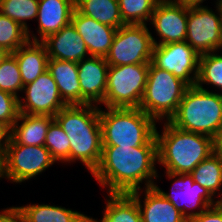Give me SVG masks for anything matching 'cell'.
<instances>
[{"label":"cell","mask_w":222,"mask_h":222,"mask_svg":"<svg viewBox=\"0 0 222 222\" xmlns=\"http://www.w3.org/2000/svg\"><path fill=\"white\" fill-rule=\"evenodd\" d=\"M75 9L110 27L118 29L126 25L120 14L118 0H75Z\"/></svg>","instance_id":"25"},{"label":"cell","mask_w":222,"mask_h":222,"mask_svg":"<svg viewBox=\"0 0 222 222\" xmlns=\"http://www.w3.org/2000/svg\"><path fill=\"white\" fill-rule=\"evenodd\" d=\"M187 20V6L172 0H159L148 23L149 29L154 30H150L154 46L185 41Z\"/></svg>","instance_id":"13"},{"label":"cell","mask_w":222,"mask_h":222,"mask_svg":"<svg viewBox=\"0 0 222 222\" xmlns=\"http://www.w3.org/2000/svg\"><path fill=\"white\" fill-rule=\"evenodd\" d=\"M38 2L39 0H0V12L28 32L32 25L28 21L33 22L37 19Z\"/></svg>","instance_id":"28"},{"label":"cell","mask_w":222,"mask_h":222,"mask_svg":"<svg viewBox=\"0 0 222 222\" xmlns=\"http://www.w3.org/2000/svg\"><path fill=\"white\" fill-rule=\"evenodd\" d=\"M44 146L49 150L56 163L70 166V141L59 123L54 119L47 130Z\"/></svg>","instance_id":"29"},{"label":"cell","mask_w":222,"mask_h":222,"mask_svg":"<svg viewBox=\"0 0 222 222\" xmlns=\"http://www.w3.org/2000/svg\"><path fill=\"white\" fill-rule=\"evenodd\" d=\"M189 86L172 73L159 69L152 62L139 108L157 123L169 121Z\"/></svg>","instance_id":"6"},{"label":"cell","mask_w":222,"mask_h":222,"mask_svg":"<svg viewBox=\"0 0 222 222\" xmlns=\"http://www.w3.org/2000/svg\"><path fill=\"white\" fill-rule=\"evenodd\" d=\"M28 40L25 29L0 12V47L13 53Z\"/></svg>","instance_id":"31"},{"label":"cell","mask_w":222,"mask_h":222,"mask_svg":"<svg viewBox=\"0 0 222 222\" xmlns=\"http://www.w3.org/2000/svg\"><path fill=\"white\" fill-rule=\"evenodd\" d=\"M158 170L154 187L181 212L189 222L211 206L218 205V200L204 187L194 182L193 176ZM165 177L170 181V191H164L158 184ZM158 181V182H157Z\"/></svg>","instance_id":"8"},{"label":"cell","mask_w":222,"mask_h":222,"mask_svg":"<svg viewBox=\"0 0 222 222\" xmlns=\"http://www.w3.org/2000/svg\"><path fill=\"white\" fill-rule=\"evenodd\" d=\"M157 139L136 147L103 146L98 167L91 174L105 193H125L153 187L158 173Z\"/></svg>","instance_id":"1"},{"label":"cell","mask_w":222,"mask_h":222,"mask_svg":"<svg viewBox=\"0 0 222 222\" xmlns=\"http://www.w3.org/2000/svg\"><path fill=\"white\" fill-rule=\"evenodd\" d=\"M71 23L84 40L90 56L105 57L117 28L102 24L74 9Z\"/></svg>","instance_id":"17"},{"label":"cell","mask_w":222,"mask_h":222,"mask_svg":"<svg viewBox=\"0 0 222 222\" xmlns=\"http://www.w3.org/2000/svg\"><path fill=\"white\" fill-rule=\"evenodd\" d=\"M169 122L181 130L213 139L222 125V93L189 86Z\"/></svg>","instance_id":"4"},{"label":"cell","mask_w":222,"mask_h":222,"mask_svg":"<svg viewBox=\"0 0 222 222\" xmlns=\"http://www.w3.org/2000/svg\"><path fill=\"white\" fill-rule=\"evenodd\" d=\"M83 104L100 105L106 96L107 71L105 57L89 56L77 63Z\"/></svg>","instance_id":"16"},{"label":"cell","mask_w":222,"mask_h":222,"mask_svg":"<svg viewBox=\"0 0 222 222\" xmlns=\"http://www.w3.org/2000/svg\"><path fill=\"white\" fill-rule=\"evenodd\" d=\"M98 105H66L54 119L70 141V166L82 165L92 174L102 156V132Z\"/></svg>","instance_id":"2"},{"label":"cell","mask_w":222,"mask_h":222,"mask_svg":"<svg viewBox=\"0 0 222 222\" xmlns=\"http://www.w3.org/2000/svg\"><path fill=\"white\" fill-rule=\"evenodd\" d=\"M194 182L206 188L217 200L222 195V155L214 152L190 173Z\"/></svg>","instance_id":"26"},{"label":"cell","mask_w":222,"mask_h":222,"mask_svg":"<svg viewBox=\"0 0 222 222\" xmlns=\"http://www.w3.org/2000/svg\"><path fill=\"white\" fill-rule=\"evenodd\" d=\"M75 9V0H39L35 32H27L30 41L42 42L48 36L57 33L71 23Z\"/></svg>","instance_id":"15"},{"label":"cell","mask_w":222,"mask_h":222,"mask_svg":"<svg viewBox=\"0 0 222 222\" xmlns=\"http://www.w3.org/2000/svg\"><path fill=\"white\" fill-rule=\"evenodd\" d=\"M153 41L148 25H124L117 29L105 60L109 66L150 64Z\"/></svg>","instance_id":"11"},{"label":"cell","mask_w":222,"mask_h":222,"mask_svg":"<svg viewBox=\"0 0 222 222\" xmlns=\"http://www.w3.org/2000/svg\"><path fill=\"white\" fill-rule=\"evenodd\" d=\"M213 5L188 7L185 41L199 55L222 50V5Z\"/></svg>","instance_id":"10"},{"label":"cell","mask_w":222,"mask_h":222,"mask_svg":"<svg viewBox=\"0 0 222 222\" xmlns=\"http://www.w3.org/2000/svg\"><path fill=\"white\" fill-rule=\"evenodd\" d=\"M23 86L16 57L11 53L0 65V90L19 98Z\"/></svg>","instance_id":"32"},{"label":"cell","mask_w":222,"mask_h":222,"mask_svg":"<svg viewBox=\"0 0 222 222\" xmlns=\"http://www.w3.org/2000/svg\"><path fill=\"white\" fill-rule=\"evenodd\" d=\"M50 115H28L19 113L18 119L11 128V138L21 145L44 146L50 123Z\"/></svg>","instance_id":"24"},{"label":"cell","mask_w":222,"mask_h":222,"mask_svg":"<svg viewBox=\"0 0 222 222\" xmlns=\"http://www.w3.org/2000/svg\"><path fill=\"white\" fill-rule=\"evenodd\" d=\"M172 1H174L176 3H179V4H182L183 6L193 7V6L205 5L209 0H172ZM219 1L220 0H214L213 3H216V2H219Z\"/></svg>","instance_id":"38"},{"label":"cell","mask_w":222,"mask_h":222,"mask_svg":"<svg viewBox=\"0 0 222 222\" xmlns=\"http://www.w3.org/2000/svg\"><path fill=\"white\" fill-rule=\"evenodd\" d=\"M12 54L16 57L24 86L48 70L49 56L42 42L28 40Z\"/></svg>","instance_id":"23"},{"label":"cell","mask_w":222,"mask_h":222,"mask_svg":"<svg viewBox=\"0 0 222 222\" xmlns=\"http://www.w3.org/2000/svg\"><path fill=\"white\" fill-rule=\"evenodd\" d=\"M155 136L158 165L163 171L191 173L200 162L214 153L211 137L181 130L169 121L157 123Z\"/></svg>","instance_id":"3"},{"label":"cell","mask_w":222,"mask_h":222,"mask_svg":"<svg viewBox=\"0 0 222 222\" xmlns=\"http://www.w3.org/2000/svg\"><path fill=\"white\" fill-rule=\"evenodd\" d=\"M0 180H4V162H3V155L0 154Z\"/></svg>","instance_id":"40"},{"label":"cell","mask_w":222,"mask_h":222,"mask_svg":"<svg viewBox=\"0 0 222 222\" xmlns=\"http://www.w3.org/2000/svg\"><path fill=\"white\" fill-rule=\"evenodd\" d=\"M103 146L136 147L154 135L157 122L140 108L100 107Z\"/></svg>","instance_id":"5"},{"label":"cell","mask_w":222,"mask_h":222,"mask_svg":"<svg viewBox=\"0 0 222 222\" xmlns=\"http://www.w3.org/2000/svg\"><path fill=\"white\" fill-rule=\"evenodd\" d=\"M218 205L222 208V195H221V197L218 199Z\"/></svg>","instance_id":"41"},{"label":"cell","mask_w":222,"mask_h":222,"mask_svg":"<svg viewBox=\"0 0 222 222\" xmlns=\"http://www.w3.org/2000/svg\"><path fill=\"white\" fill-rule=\"evenodd\" d=\"M48 71L58 86L63 102L66 105H82L77 63L49 59Z\"/></svg>","instance_id":"21"},{"label":"cell","mask_w":222,"mask_h":222,"mask_svg":"<svg viewBox=\"0 0 222 222\" xmlns=\"http://www.w3.org/2000/svg\"><path fill=\"white\" fill-rule=\"evenodd\" d=\"M200 55L186 42H172L153 47L152 63L172 73L188 86L196 85Z\"/></svg>","instance_id":"12"},{"label":"cell","mask_w":222,"mask_h":222,"mask_svg":"<svg viewBox=\"0 0 222 222\" xmlns=\"http://www.w3.org/2000/svg\"><path fill=\"white\" fill-rule=\"evenodd\" d=\"M18 101L19 112L28 115L54 117L66 106L61 99L58 86L48 70L32 83L23 86Z\"/></svg>","instance_id":"14"},{"label":"cell","mask_w":222,"mask_h":222,"mask_svg":"<svg viewBox=\"0 0 222 222\" xmlns=\"http://www.w3.org/2000/svg\"><path fill=\"white\" fill-rule=\"evenodd\" d=\"M148 71L149 64L109 66L106 96L99 107L139 108Z\"/></svg>","instance_id":"7"},{"label":"cell","mask_w":222,"mask_h":222,"mask_svg":"<svg viewBox=\"0 0 222 222\" xmlns=\"http://www.w3.org/2000/svg\"><path fill=\"white\" fill-rule=\"evenodd\" d=\"M214 152L222 155V125L219 127L215 137L213 138Z\"/></svg>","instance_id":"37"},{"label":"cell","mask_w":222,"mask_h":222,"mask_svg":"<svg viewBox=\"0 0 222 222\" xmlns=\"http://www.w3.org/2000/svg\"><path fill=\"white\" fill-rule=\"evenodd\" d=\"M11 137V130L3 124H0V154L4 156Z\"/></svg>","instance_id":"36"},{"label":"cell","mask_w":222,"mask_h":222,"mask_svg":"<svg viewBox=\"0 0 222 222\" xmlns=\"http://www.w3.org/2000/svg\"><path fill=\"white\" fill-rule=\"evenodd\" d=\"M0 222H23L17 205L7 206L0 210Z\"/></svg>","instance_id":"35"},{"label":"cell","mask_w":222,"mask_h":222,"mask_svg":"<svg viewBox=\"0 0 222 222\" xmlns=\"http://www.w3.org/2000/svg\"><path fill=\"white\" fill-rule=\"evenodd\" d=\"M11 54V52H9L8 50H6L5 48L0 47V65L2 64V62L8 58V56Z\"/></svg>","instance_id":"39"},{"label":"cell","mask_w":222,"mask_h":222,"mask_svg":"<svg viewBox=\"0 0 222 222\" xmlns=\"http://www.w3.org/2000/svg\"><path fill=\"white\" fill-rule=\"evenodd\" d=\"M189 222H222V208L219 205L211 206Z\"/></svg>","instance_id":"34"},{"label":"cell","mask_w":222,"mask_h":222,"mask_svg":"<svg viewBox=\"0 0 222 222\" xmlns=\"http://www.w3.org/2000/svg\"><path fill=\"white\" fill-rule=\"evenodd\" d=\"M44 44L49 59H58L78 63L89 57L86 44L72 23L45 38Z\"/></svg>","instance_id":"19"},{"label":"cell","mask_w":222,"mask_h":222,"mask_svg":"<svg viewBox=\"0 0 222 222\" xmlns=\"http://www.w3.org/2000/svg\"><path fill=\"white\" fill-rule=\"evenodd\" d=\"M19 113L18 97L0 90V124L6 125L11 130Z\"/></svg>","instance_id":"33"},{"label":"cell","mask_w":222,"mask_h":222,"mask_svg":"<svg viewBox=\"0 0 222 222\" xmlns=\"http://www.w3.org/2000/svg\"><path fill=\"white\" fill-rule=\"evenodd\" d=\"M23 222H89V216L54 203H29L17 206Z\"/></svg>","instance_id":"20"},{"label":"cell","mask_w":222,"mask_h":222,"mask_svg":"<svg viewBox=\"0 0 222 222\" xmlns=\"http://www.w3.org/2000/svg\"><path fill=\"white\" fill-rule=\"evenodd\" d=\"M196 85L204 90L222 93V50L200 55Z\"/></svg>","instance_id":"27"},{"label":"cell","mask_w":222,"mask_h":222,"mask_svg":"<svg viewBox=\"0 0 222 222\" xmlns=\"http://www.w3.org/2000/svg\"><path fill=\"white\" fill-rule=\"evenodd\" d=\"M159 0H118L122 20L128 25H148Z\"/></svg>","instance_id":"30"},{"label":"cell","mask_w":222,"mask_h":222,"mask_svg":"<svg viewBox=\"0 0 222 222\" xmlns=\"http://www.w3.org/2000/svg\"><path fill=\"white\" fill-rule=\"evenodd\" d=\"M3 162L4 179L13 185L14 183L22 185V183L35 180L56 165V161L45 146L17 144L11 137L3 156Z\"/></svg>","instance_id":"9"},{"label":"cell","mask_w":222,"mask_h":222,"mask_svg":"<svg viewBox=\"0 0 222 222\" xmlns=\"http://www.w3.org/2000/svg\"><path fill=\"white\" fill-rule=\"evenodd\" d=\"M101 219L89 215V222H143L136 200L125 193H105Z\"/></svg>","instance_id":"22"},{"label":"cell","mask_w":222,"mask_h":222,"mask_svg":"<svg viewBox=\"0 0 222 222\" xmlns=\"http://www.w3.org/2000/svg\"><path fill=\"white\" fill-rule=\"evenodd\" d=\"M129 194L136 200L143 222H188L154 186Z\"/></svg>","instance_id":"18"}]
</instances>
